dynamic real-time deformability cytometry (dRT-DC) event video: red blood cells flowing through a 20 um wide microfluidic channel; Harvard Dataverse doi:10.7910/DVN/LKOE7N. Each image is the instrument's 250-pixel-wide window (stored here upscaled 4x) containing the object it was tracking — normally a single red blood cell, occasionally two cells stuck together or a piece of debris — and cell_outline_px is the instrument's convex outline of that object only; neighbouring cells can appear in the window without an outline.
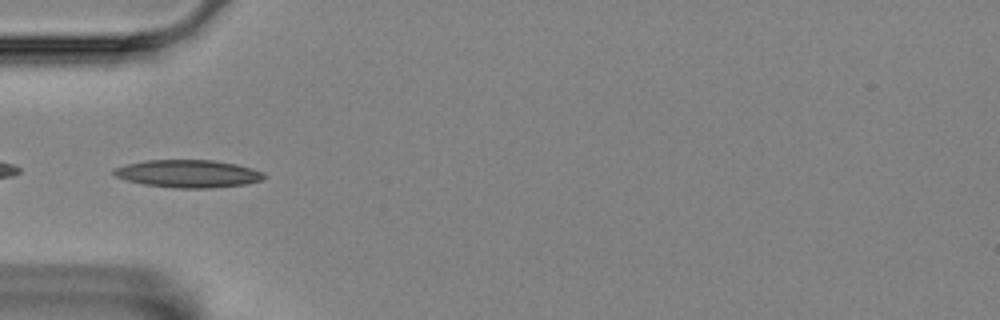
{"species": "Egyptian fruit bat (a non-hibernating species)", "species_latin": "Rousettus aegyptiacus", "temperature_condition": "room temperature", "stored_images_in_passage": 39, "camera_frame_rate_fps": 3000, "um_per_image_px": 0.085, "animal": {"sex": "female"}, "frame": {"image": 1, "passage_image": 1, "time_ms": 0.0, "image_size_px": [1000, 320], "cell_outline_px": [[268, 176], [260, 180], [244, 184], [212, 188], [176, 188], [144, 184], [128, 180], [116, 176], [112, 172], [112, 168], [128, 164], [148, 160], [212, 160], [236, 164], [252, 168], [264, 172]], "centroid_in_image_um": [16.02, 14.76], "position_along_channel_um": 69.0, "area_um2": 24.1}}
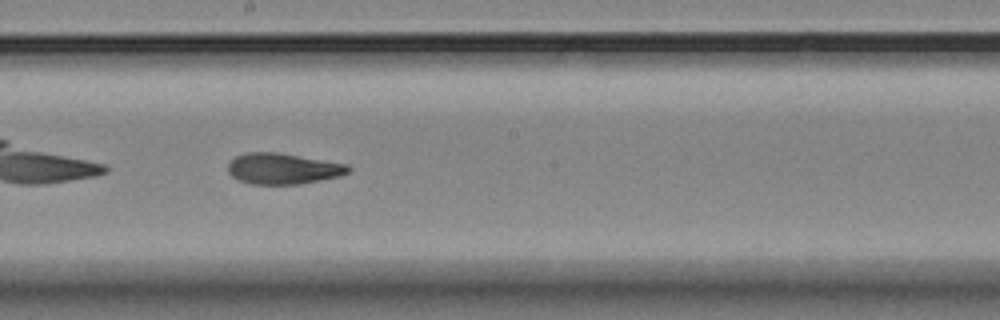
{"frame": {"image": 2, "passage_image": 14, "time_ms": 4.333, "image_size_px": [1000, 320], "cell_outline_px": [[352, 168], [348, 172], [340, 176], [300, 184], [252, 184], [236, 180], [228, 172], [228, 160], [236, 156], [248, 152], [276, 152], [348, 164]], "centroid_in_image_um": [24.02, 14.33], "position_along_channel_um": 224.2, "area_um2": 21.79}}
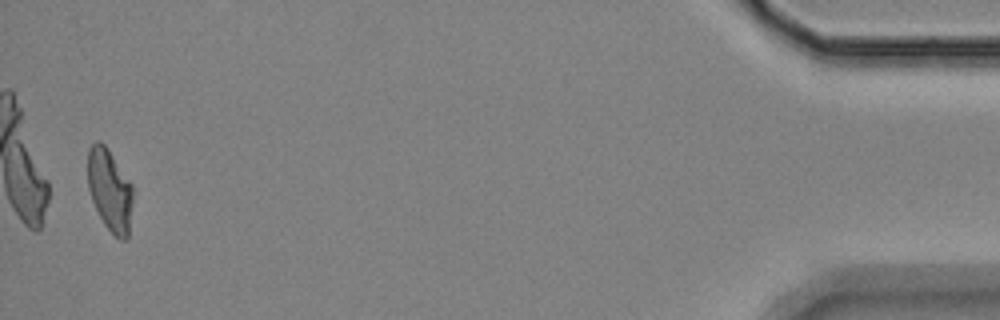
{"frame": {"image": 3, "passage_image": 38, "time_ms": 12.333, "image_size_px": [1000, 320], "cell_outline_px": [[132, 204], [128, 240], [120, 240], [104, 224], [92, 200], [88, 188], [88, 148], [96, 140], [100, 140], [108, 148], [132, 184]], "centroid_in_image_um": [9.33, 16.14], "position_along_channel_um": 425.9, "area_um2": 21.62}, "authors_computed_cell_mechanics": {"area_um2": 22.1374, "velocity_mm_per_s": 3.5558, "shape_relaxation_time_tau1_ms": 6.8716, "shape_relaxation_time_tau2_ms": 2.4486, "deformation_change_tau1": 0.1855, "deformation_change_tau2": 0.0852}}